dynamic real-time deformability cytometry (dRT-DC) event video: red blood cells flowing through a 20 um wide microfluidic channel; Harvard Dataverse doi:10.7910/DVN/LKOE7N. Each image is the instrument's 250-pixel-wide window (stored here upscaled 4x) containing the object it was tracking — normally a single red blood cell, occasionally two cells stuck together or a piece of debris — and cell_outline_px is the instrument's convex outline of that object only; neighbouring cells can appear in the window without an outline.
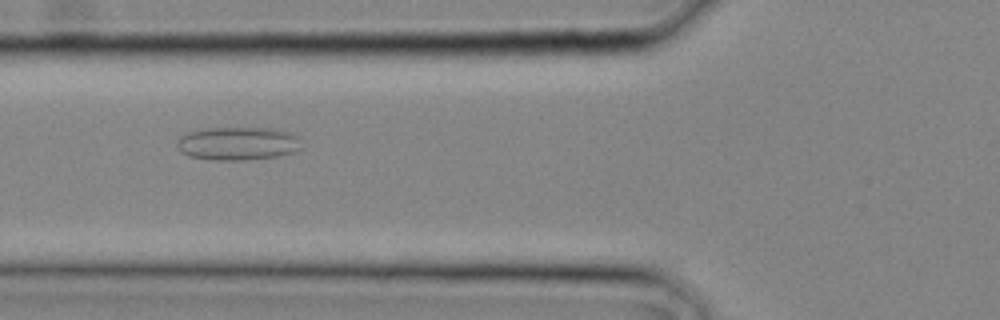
{"species": "common noctule bat (a hibernating species)", "species_latin": "Nyctalus noctula", "temperature_condition": "cold", "stored_images_in_passage": 27, "camera_frame_rate_fps": 3000, "um_per_image_px": 0.085, "animal": {"sex": "male", "body_mass_g": 20.4}, "frame": {"image": 1, "passage_image": 11, "time_ms": 3.333, "image_size_px": [1000, 320], "cell_outline_px": [[300, 148], [296, 152], [280, 156], [244, 160], [212, 160], [188, 156], [180, 152], [176, 148], [176, 140], [180, 136], [188, 132], [204, 128], [272, 128], [292, 132], [300, 136]], "centroid_in_image_um": [20.21, 12.2], "position_along_channel_um": 105.6, "area_um2": 24.68}}
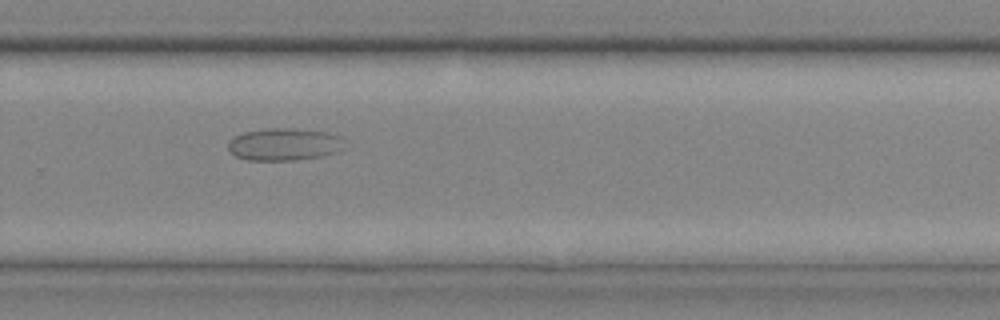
{"frame": {"image": 2, "passage_image": 20, "time_ms": 6.333, "image_size_px": [1000, 320], "cell_outline_px": [[340, 148], [336, 152], [320, 156], [292, 160], [248, 160], [236, 156], [228, 152], [228, 140], [244, 132], [272, 128], [288, 128], [324, 132], [340, 136]], "centroid_in_image_um": [24.05, 12.27], "position_along_channel_um": 305.7, "area_um2": 21.44}}
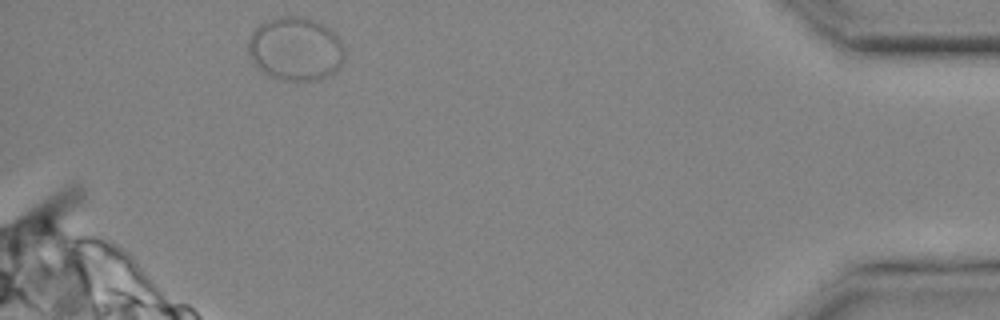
{"frame": {"image": 3, "passage_image": 27, "time_ms": 8.667, "image_size_px": [1000, 320], "cell_outline_px": [[344, 60], [340, 68], [324, 76], [312, 80], [280, 80], [264, 72], [252, 60], [248, 52], [248, 40], [252, 32], [260, 24], [268, 20], [280, 16], [300, 16], [312, 20], [328, 28], [340, 40], [344, 48]], "centroid_in_image_um": [25.11, 4.15], "position_along_channel_um": 410.1, "area_um2": 35.2}}